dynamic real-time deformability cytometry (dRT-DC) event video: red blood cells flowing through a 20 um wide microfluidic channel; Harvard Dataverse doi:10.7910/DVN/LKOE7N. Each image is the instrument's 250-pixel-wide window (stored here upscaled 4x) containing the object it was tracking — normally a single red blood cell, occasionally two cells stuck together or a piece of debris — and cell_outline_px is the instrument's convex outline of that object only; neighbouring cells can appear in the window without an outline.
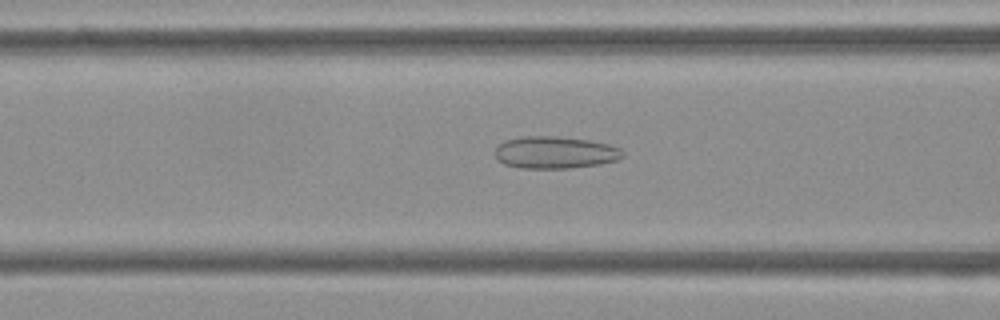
{"species": "Egyptian fruit bat (a non-hibernating species)", "species_latin": "Rousettus aegyptiacus", "temperature_condition": "cold", "stored_images_in_passage": 53, "camera_frame_rate_fps": 3000, "um_per_image_px": 0.085, "frame": {"image": 1, "passage_image": 20, "time_ms": 6.333, "image_size_px": [1000, 320], "cell_outline_px": [[624, 156], [616, 160], [600, 164], [568, 168], [520, 168], [504, 164], [496, 160], [496, 148], [504, 140], [520, 136], [556, 136], [588, 140], [608, 144], [620, 148], [624, 152]], "centroid_in_image_um": [47.16, 12.96], "position_along_channel_um": 119.4, "area_um2": 23.99}}
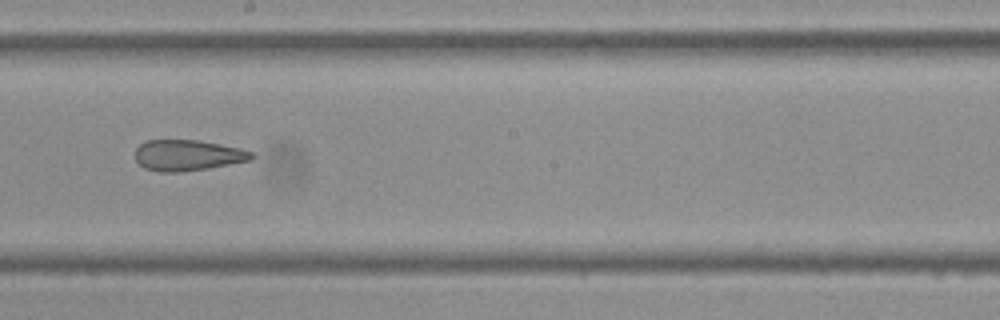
{"frame": {"image": 2, "passage_image": 29, "time_ms": 9.333, "image_size_px": [1000, 320], "cell_outline_px": [[256, 156], [252, 160], [208, 168], [180, 172], [160, 172], [144, 168], [136, 160], [136, 148], [140, 144], [148, 140], [200, 140], [240, 148], [252, 152]], "centroid_in_image_um": [15.97, 13.2], "position_along_channel_um": 232.2, "area_um2": 20.98}}
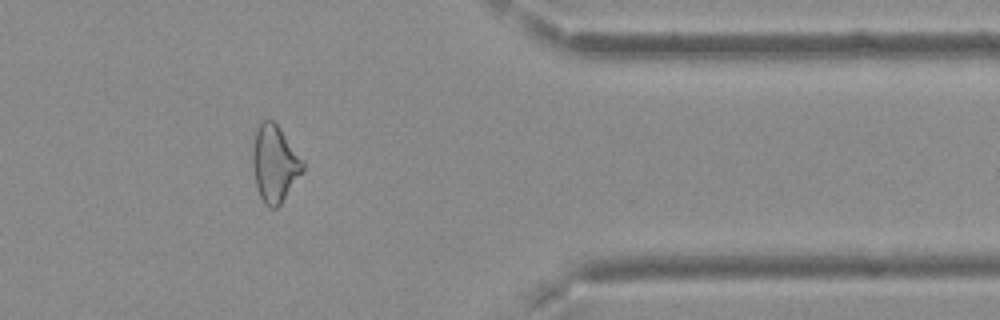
{"frame": {"image": 3, "passage_image": 43, "time_ms": 14.0, "image_size_px": [1000, 320], "cell_outline_px": [[304, 168], [280, 204], [276, 208], [268, 208], [264, 204], [260, 196], [256, 184], [252, 164], [252, 156], [256, 132], [260, 124], [268, 116], [280, 128], [304, 160]], "centroid_in_image_um": [23.34, 13.9], "position_along_channel_um": 388.1, "area_um2": 22.14}, "authors_computed_cell_mechanics": {"area_um2": 24.7384, "velocity_mm_per_s": 3.7549, "shape_relaxation_time_tau1_ms": null, "shape_relaxation_time_tau2_ms": 4.5776, "deformation_change_tau1": null, "deformation_change_tau2": 0.1479}}